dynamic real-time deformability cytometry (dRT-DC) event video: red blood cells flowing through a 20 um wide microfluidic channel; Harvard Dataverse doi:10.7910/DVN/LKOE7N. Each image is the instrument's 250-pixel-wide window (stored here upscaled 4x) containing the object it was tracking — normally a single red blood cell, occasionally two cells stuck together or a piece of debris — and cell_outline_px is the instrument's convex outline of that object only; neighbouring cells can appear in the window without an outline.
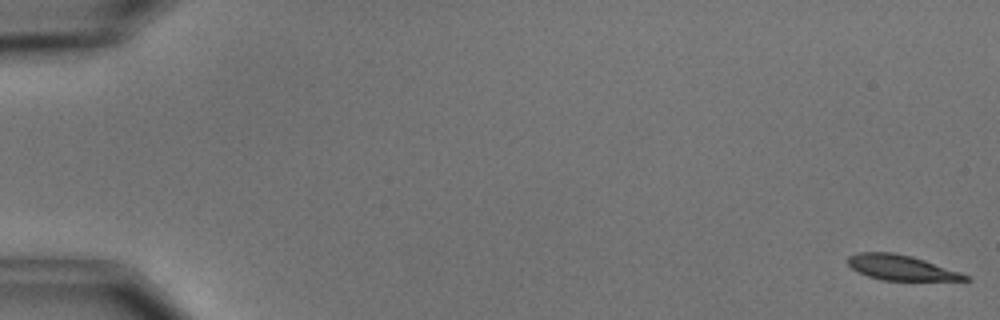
{"species": "common noctule bat (a hibernating species)", "species_latin": "Nyctalus noctula", "temperature_condition": "cold", "stored_images_in_passage": 5, "camera_frame_rate_fps": 3000, "um_per_image_px": 0.085, "animal": {"sex": "male", "body_mass_g": 15.6}, "frame": {"image": 1, "passage_image": 1, "time_ms": 0.0, "image_size_px": [1000, 320], "cell_outline_px": [[972, 280], [880, 280], [856, 272], [844, 260], [848, 256], [856, 252], [892, 252], [912, 256], [972, 276]], "centroid_in_image_um": [76.54, 22.74], "position_along_channel_um": 8.5, "area_um2": 17.34}}
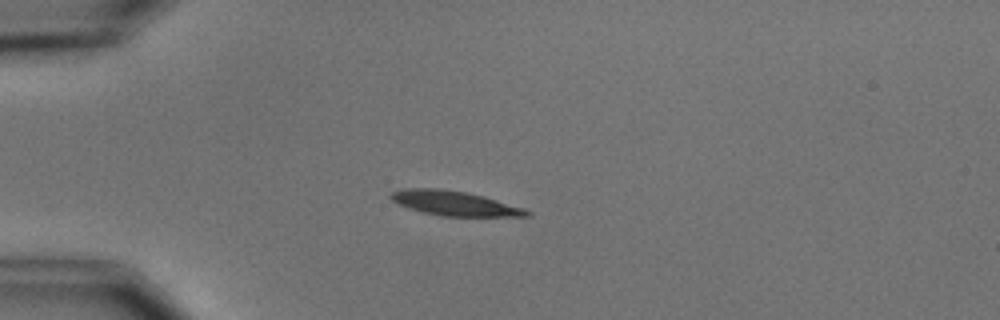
{"frame": {"image": 2, "passage_image": 5, "time_ms": 4.667, "image_size_px": [1000, 320], "cell_outline_px": [[532, 216], [440, 216], [408, 208], [392, 200], [388, 196], [392, 192], [404, 188], [440, 188], [468, 192], [484, 196], [524, 208], [532, 212]], "centroid_in_image_um": [38.64, 17.27], "position_along_channel_um": 46.4, "area_um2": 19.54}}